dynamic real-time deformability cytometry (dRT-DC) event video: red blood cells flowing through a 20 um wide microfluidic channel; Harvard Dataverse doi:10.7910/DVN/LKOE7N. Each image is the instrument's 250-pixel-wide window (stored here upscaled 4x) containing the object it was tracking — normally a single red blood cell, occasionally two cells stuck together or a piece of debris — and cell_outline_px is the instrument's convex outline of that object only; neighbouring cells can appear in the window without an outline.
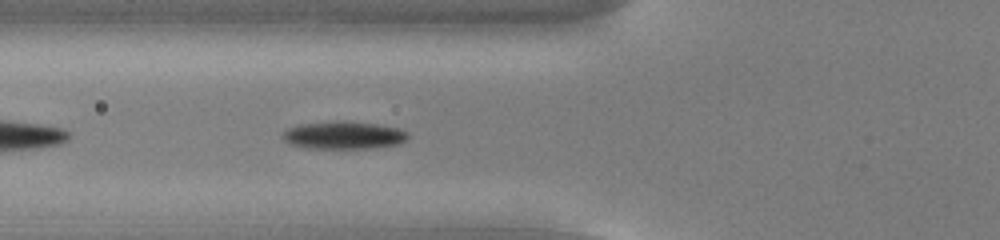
{"species": "common noctule bat (a hibernating species)", "species_latin": "Nyctalus noctula", "temperature_condition": "cold", "stored_images_in_passage": 37, "camera_frame_rate_fps": 3000, "um_per_image_px": 0.085, "animal": {"sex": "male", "body_mass_g": 13.0, "forearm_length_mm": 53.1}, "frame": {"image": 1, "passage_image": 7, "time_ms": 2.0, "image_size_px": [1000, 240], "cell_outline_px": [[408, 140], [400, 144], [372, 148], [304, 148], [288, 144], [280, 136], [288, 128], [300, 124], [336, 120], [344, 120], [376, 124], [400, 128], [408, 132]], "centroid_in_image_um": [29.21, 11.49], "position_along_channel_um": 96.6, "area_um2": 20.63}}
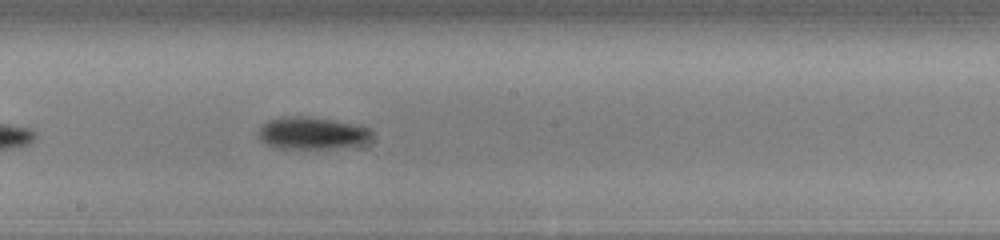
{"frame": {"image": 2, "passage_image": 17, "time_ms": 5.333, "image_size_px": [1000, 240], "cell_outline_px": [[372, 136], [360, 148], [276, 148], [260, 140], [256, 136], [256, 132], [260, 124], [268, 120], [284, 116], [308, 116], [360, 124], [368, 128], [372, 132]], "centroid_in_image_um": [26.54, 11.32], "position_along_channel_um": 221.7, "area_um2": 22.14}}
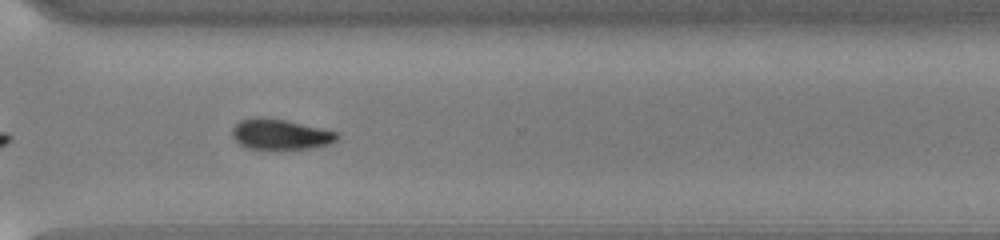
{"frame": {"image": 3, "passage_image": 27, "time_ms": 8.667, "image_size_px": [1000, 240], "cell_outline_px": [[340, 136], [332, 144], [312, 148], [248, 148], [240, 144], [232, 136], [232, 128], [240, 120], [256, 116], [260, 116], [284, 120], [340, 132]], "centroid_in_image_um": [23.86, 11.4], "position_along_channel_um": 346.7, "area_um2": 18.55}, "authors_computed_cell_mechanics": {"area_um2": 19.2474, "velocity_mm_per_s": 3.7492, "shape_relaxation_time_tau1_ms": 1.3758, "shape_relaxation_time_tau2_ms": null, "deformation_change_tau1": 0.0986, "deformation_change_tau2": null}}